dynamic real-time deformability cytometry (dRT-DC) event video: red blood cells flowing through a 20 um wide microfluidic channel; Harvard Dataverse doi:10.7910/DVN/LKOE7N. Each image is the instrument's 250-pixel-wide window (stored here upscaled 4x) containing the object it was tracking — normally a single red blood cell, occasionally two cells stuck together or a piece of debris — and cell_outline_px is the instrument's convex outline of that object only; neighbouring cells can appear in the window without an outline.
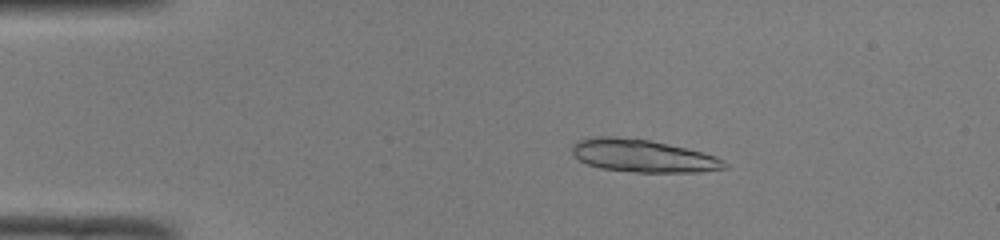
{"species": "common noctule bat (a hibernating species)", "species_latin": "Nyctalus noctula", "temperature_condition": "room temperature", "stored_images_in_passage": 46, "camera_frame_rate_fps": 3000, "um_per_image_px": 0.085, "animal": {"sex": "male", "body_mass_g": 19.0, "forearm_length_mm": 50.8}, "frame": {"image": 1, "passage_image": 7, "time_ms": 2.0, "image_size_px": [1000, 240], "cell_outline_px": [[728, 168], [700, 172], [636, 172], [600, 168], [588, 164], [580, 160], [572, 152], [572, 144], [576, 140], [596, 136], [612, 136], [648, 140], [668, 144], [716, 156], [724, 160], [728, 164]], "centroid_in_image_um": [54.64, 13.25], "position_along_channel_um": 30.4, "area_um2": 28.9}, "authors_computed_cell_mechanics": {"area_um2": 22.9466, "velocity_mm_per_s": 4.1154, "shape_relaxation_time_tau1_ms": null, "shape_relaxation_time_tau2_ms": 5.8254, "deformation_change_tau1": null, "deformation_change_tau2": 0.1334}}